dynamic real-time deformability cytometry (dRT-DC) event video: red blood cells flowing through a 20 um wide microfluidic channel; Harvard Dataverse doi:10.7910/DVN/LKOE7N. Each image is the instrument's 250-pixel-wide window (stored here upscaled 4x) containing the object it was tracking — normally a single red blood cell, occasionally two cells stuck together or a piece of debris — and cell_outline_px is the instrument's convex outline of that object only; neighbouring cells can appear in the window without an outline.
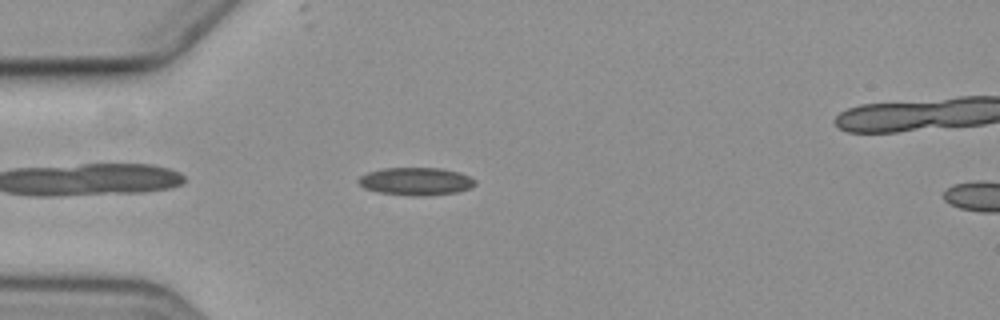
{"species": "common noctule bat (a hibernating species)", "species_latin": "Nyctalus noctula", "temperature_condition": "cold", "stored_images_in_passage": 3, "camera_frame_rate_fps": 3000, "um_per_image_px": 0.085, "animal": {"sex": "female", "body_mass_g": 19.3, "forearm_length_mm": 54.1}, "frame": {"image": 1, "passage_image": 2, "time_ms": 1.0, "image_size_px": [1000, 320], "cell_outline_px": [[476, 184], [468, 188], [456, 192], [424, 196], [412, 196], [380, 192], [364, 188], [356, 180], [360, 176], [368, 172], [384, 168], [440, 168], [460, 172], [476, 180]], "centroid_in_image_um": [35.34, 15.41], "position_along_channel_um": 49.7, "area_um2": 18.79}}